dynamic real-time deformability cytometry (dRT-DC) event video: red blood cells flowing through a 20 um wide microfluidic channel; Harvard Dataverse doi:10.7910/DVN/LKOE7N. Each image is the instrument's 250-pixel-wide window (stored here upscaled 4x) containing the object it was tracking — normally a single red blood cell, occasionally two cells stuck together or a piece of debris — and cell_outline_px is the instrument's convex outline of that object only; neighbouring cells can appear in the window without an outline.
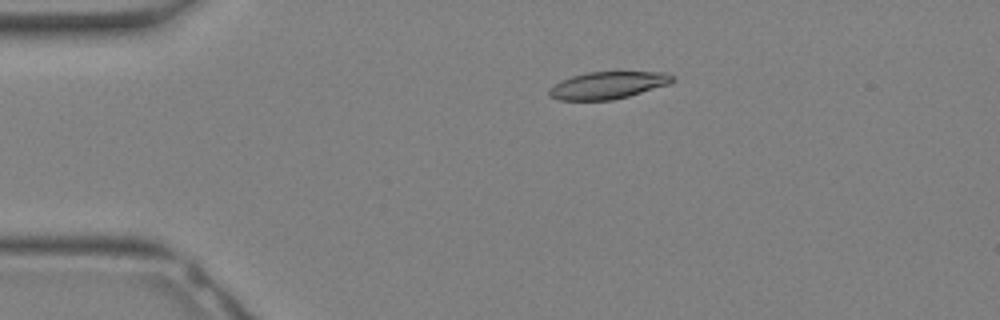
{"species": "Egyptian fruit bat (a non-hibernating species)", "species_latin": "Rousettus aegyptiacus", "temperature_condition": "warm", "stored_images_in_passage": 32, "camera_frame_rate_fps": 3000, "um_per_image_px": 0.085, "animal": {"sex": "female"}, "frame": {"image": 1, "passage_image": 7, "time_ms": 2.0, "image_size_px": [1000, 320], "cell_outline_px": [[676, 80], [672, 84], [628, 96], [612, 100], [556, 100], [548, 96], [548, 88], [560, 80], [572, 76], [588, 72], [664, 72], [676, 76]], "centroid_in_image_um": [51.68, 7.25], "position_along_channel_um": 33.3, "area_um2": 19.88}}
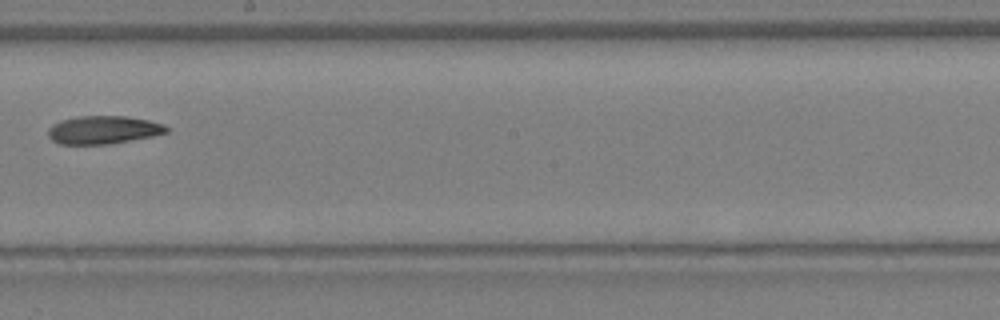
{"frame": {"image": 2, "passage_image": 19, "time_ms": 6.0, "image_size_px": [1000, 320], "cell_outline_px": [[168, 132], [152, 136], [108, 144], [60, 144], [52, 140], [48, 136], [48, 128], [52, 124], [60, 120], [80, 116], [124, 116], [148, 120], [164, 124], [168, 128]], "centroid_in_image_um": [8.75, 11.03], "position_along_channel_um": 239.4, "area_um2": 19.31}}
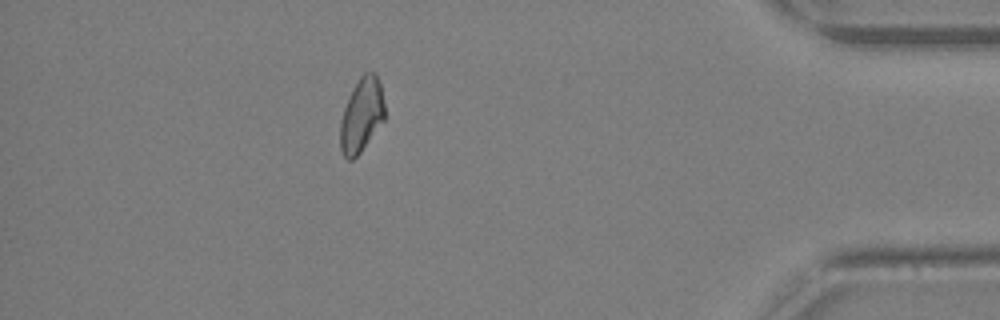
{"frame": {"image": 3, "passage_image": 29, "time_ms": 9.333, "image_size_px": [1000, 320], "cell_outline_px": [[384, 120], [360, 152], [352, 160], [348, 160], [344, 156], [340, 148], [340, 120], [344, 108], [352, 88], [360, 76], [364, 72], [376, 72], [380, 84], [384, 104]], "centroid_in_image_um": [30.72, 9.76], "position_along_channel_um": 404.5, "area_um2": 19.13}}